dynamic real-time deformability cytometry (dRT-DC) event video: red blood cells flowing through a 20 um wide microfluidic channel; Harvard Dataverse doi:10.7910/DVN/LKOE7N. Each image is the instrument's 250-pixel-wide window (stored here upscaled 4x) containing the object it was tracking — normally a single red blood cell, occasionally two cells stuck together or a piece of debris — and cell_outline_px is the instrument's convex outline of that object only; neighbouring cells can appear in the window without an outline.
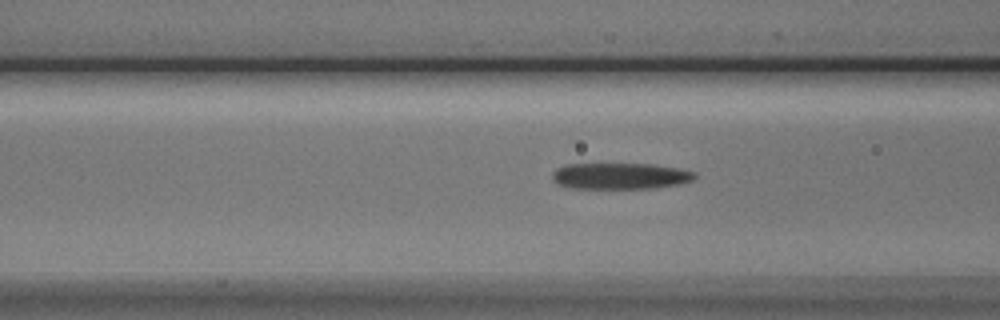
{"species": "Egyptian fruit bat (a non-hibernating species)", "species_latin": "Rousettus aegyptiacus", "temperature_condition": "cold", "stored_images_in_passage": 7, "camera_frame_rate_fps": 3000, "um_per_image_px": 0.085, "animal": {"sex": "male"}, "frame": {"image": 1, "passage_image": 5, "time_ms": 1.333, "image_size_px": [1000, 320], "cell_outline_px": [[696, 176], [692, 180], [676, 184], [652, 188], [572, 188], [556, 184], [552, 180], [552, 172], [556, 168], [564, 164], [652, 164], [676, 168], [696, 172]], "centroid_in_image_um": [52.64, 14.95], "position_along_channel_um": 114.0, "area_um2": 21.73}}